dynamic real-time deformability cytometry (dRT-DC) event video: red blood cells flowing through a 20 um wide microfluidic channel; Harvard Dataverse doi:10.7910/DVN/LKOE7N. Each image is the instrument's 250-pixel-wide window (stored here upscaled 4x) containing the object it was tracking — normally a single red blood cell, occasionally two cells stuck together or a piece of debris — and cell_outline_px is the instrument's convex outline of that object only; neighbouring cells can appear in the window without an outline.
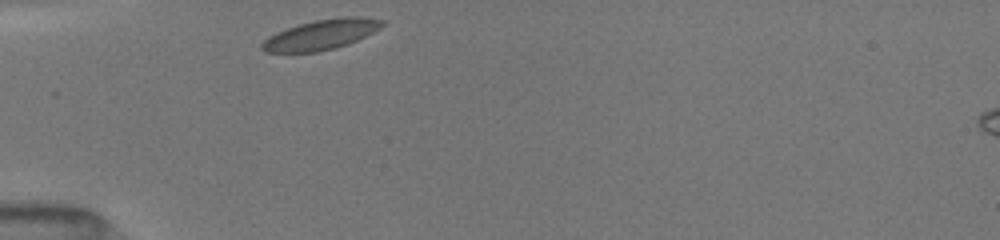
{"species": "common noctule bat (a hibernating species)", "species_latin": "Nyctalus noctula", "temperature_condition": "room temperature", "stored_images_in_passage": 4, "camera_frame_rate_fps": 3000, "um_per_image_px": 0.085, "animal": {"sex": "female", "body_mass_g": 19.5, "forearm_length_mm": 54.1}, "frame": {"image": 1, "passage_image": 1, "time_ms": 0.0, "image_size_px": [1000, 240], "cell_outline_px": [[384, 24], [380, 28], [348, 44], [336, 48], [316, 52], [264, 52], [260, 48], [260, 44], [268, 36], [276, 32], [300, 24], [316, 20], [340, 16], [360, 16], [384, 20]], "centroid_in_image_um": [27.28, 2.94], "position_along_channel_um": 57.7, "area_um2": 21.04}}